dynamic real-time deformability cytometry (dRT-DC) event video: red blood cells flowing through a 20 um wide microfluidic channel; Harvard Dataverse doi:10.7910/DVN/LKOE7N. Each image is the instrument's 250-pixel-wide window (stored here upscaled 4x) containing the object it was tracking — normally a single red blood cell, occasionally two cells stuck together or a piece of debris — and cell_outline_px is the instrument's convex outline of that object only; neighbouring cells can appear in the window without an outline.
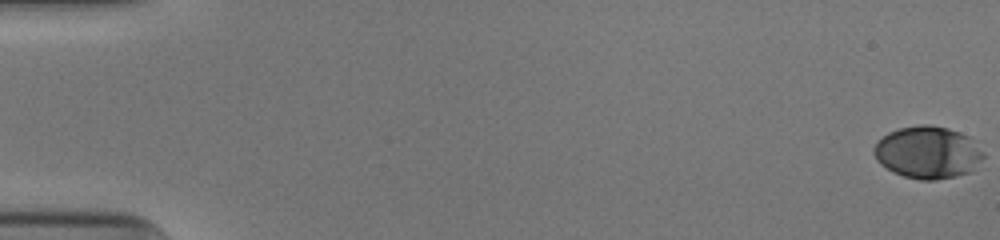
{"species": "human", "species_latin": "Homo sapiens", "temperature_condition": "cold", "stored_images_in_passage": 54, "camera_frame_rate_fps": 3000, "um_per_image_px": 0.085, "donor": {"sex": "male"}, "frame": {"image": 1, "passage_image": 1, "time_ms": 0.0, "image_size_px": [1000, 240], "cell_outline_px": [[984, 156], [972, 172], [956, 176], [936, 180], [920, 180], [904, 176], [892, 172], [880, 164], [876, 160], [872, 152], [872, 148], [888, 132], [900, 128], [920, 124], [932, 124], [948, 128], [972, 136], [984, 152]], "centroid_in_image_um": [78.89, 12.95], "position_along_channel_um": 6.1, "area_um2": 33.93}}
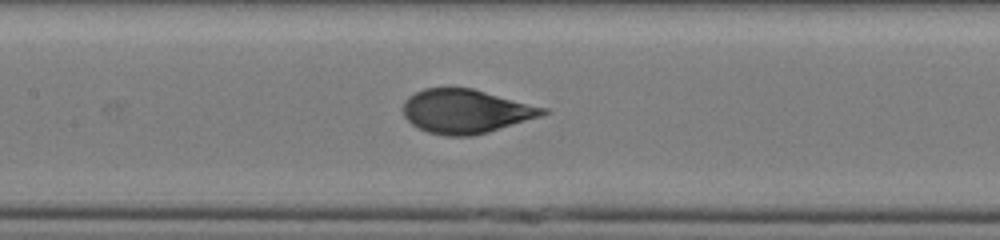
{"frame": {"image": 2, "passage_image": 27, "time_ms": 8.667, "image_size_px": [1000, 240], "cell_outline_px": [[552, 112], [540, 116], [488, 132], [472, 136], [444, 136], [428, 132], [412, 124], [404, 116], [404, 100], [408, 96], [424, 88], [472, 88], [548, 108]], "centroid_in_image_um": [39.61, 9.46], "position_along_channel_um": 167.8, "area_um2": 35.72}}
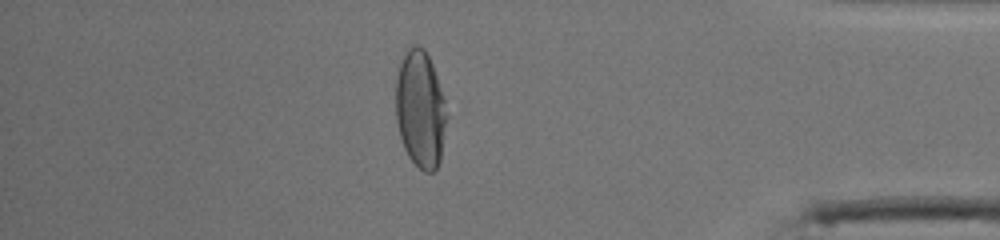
{"frame": {"image": 3, "passage_image": 47, "time_ms": 15.333, "image_size_px": [1000, 240], "cell_outline_px": [[444, 124], [440, 160], [436, 168], [432, 172], [424, 172], [408, 156], [404, 148], [400, 136], [396, 120], [396, 76], [404, 52], [408, 48], [416, 44], [424, 48], [432, 64], [444, 96]], "centroid_in_image_um": [35.69, 9.25], "position_along_channel_um": 399.5, "area_um2": 34.22}, "authors_computed_cell_mechanics": {"area_um2": 35.8649, "velocity_mm_per_s": 3.9409, "shape_relaxation_time_tau1_ms": 3.5985, "shape_relaxation_time_tau2_ms": null, "deformation_change_tau1": 0.1999, "deformation_change_tau2": null}}